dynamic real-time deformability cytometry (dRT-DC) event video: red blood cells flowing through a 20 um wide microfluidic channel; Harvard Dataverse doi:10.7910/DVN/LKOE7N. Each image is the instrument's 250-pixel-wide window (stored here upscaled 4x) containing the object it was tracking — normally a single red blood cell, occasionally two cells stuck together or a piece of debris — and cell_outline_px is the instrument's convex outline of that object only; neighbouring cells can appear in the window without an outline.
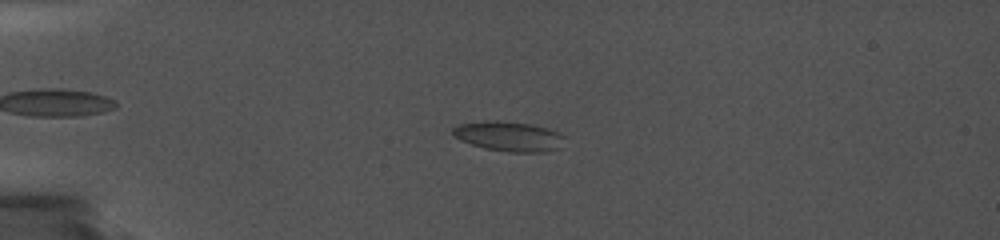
{"species": "common noctule bat (a hibernating species)", "species_latin": "Nyctalus noctula", "temperature_condition": "cold", "stored_images_in_passage": 40, "camera_frame_rate_fps": 5000, "um_per_image_px": 0.085, "animal": {"sex": "female", "body_mass_g": 19.0, "forearm_length_mm": 56.7}, "frame": {"image": 1, "passage_image": 9, "time_ms": 2.2, "image_size_px": [1000, 240], "cell_outline_px": [[564, 136], [560, 148], [544, 152], [508, 152], [484, 148], [472, 144], [456, 136], [452, 132], [452, 128], [456, 124], [484, 120], [496, 120], [528, 124], [548, 128], [560, 132]], "centroid_in_image_um": [43.26, 11.58], "position_along_channel_um": 41.7, "area_um2": 19.42}}
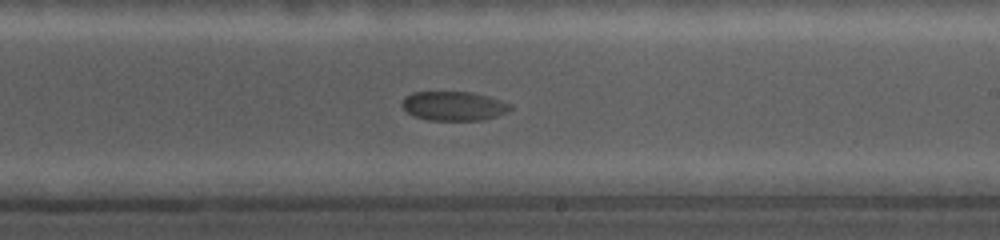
{"frame": {"image": 2, "passage_image": 27, "time_ms": 9.4, "image_size_px": [1000, 240], "cell_outline_px": [[512, 108], [508, 112], [484, 120], [428, 120], [412, 116], [400, 104], [404, 96], [412, 92], [472, 92], [488, 96], [512, 104]], "centroid_in_image_um": [38.56, 9.01], "position_along_channel_um": 250.4, "area_um2": 18.61}}
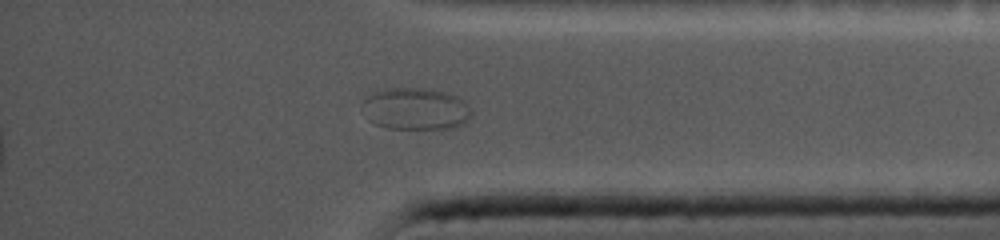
{"frame": {"image": 3, "passage_image": 34, "time_ms": 13.6, "image_size_px": [1000, 240], "cell_outline_px": [[472, 116], [468, 120], [452, 128], [384, 128], [376, 124], [372, 120], [360, 104], [368, 96], [376, 92], [388, 88], [432, 88], [456, 96], [472, 108]], "centroid_in_image_um": [35.36, 9.24], "position_along_channel_um": 399.8, "area_um2": 26.41}}